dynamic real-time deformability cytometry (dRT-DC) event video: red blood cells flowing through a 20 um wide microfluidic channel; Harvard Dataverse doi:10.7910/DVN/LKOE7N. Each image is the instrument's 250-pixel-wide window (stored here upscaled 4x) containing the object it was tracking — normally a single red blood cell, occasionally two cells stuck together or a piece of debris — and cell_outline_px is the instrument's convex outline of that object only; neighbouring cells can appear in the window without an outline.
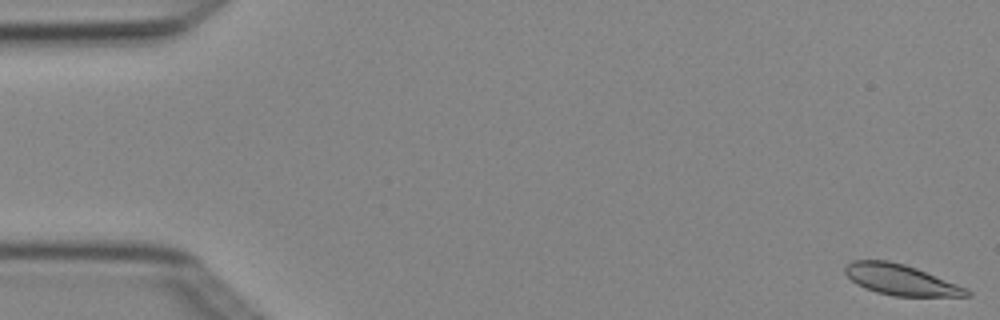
{"species": "Egyptian fruit bat (a non-hibernating species)", "species_latin": "Rousettus aegyptiacus", "temperature_condition": "cold", "stored_images_in_passage": 4, "camera_frame_rate_fps": 3000, "um_per_image_px": 0.085, "animal": {"sex": "female"}, "frame": {"image": 1, "passage_image": 1, "time_ms": 0.0, "image_size_px": [1000, 320], "cell_outline_px": [[972, 296], [892, 296], [876, 292], [864, 288], [856, 284], [844, 272], [844, 268], [852, 260], [888, 260], [904, 264], [916, 268], [968, 288], [972, 292]], "centroid_in_image_um": [76.57, 23.78], "position_along_channel_um": 8.4, "area_um2": 21.79}}
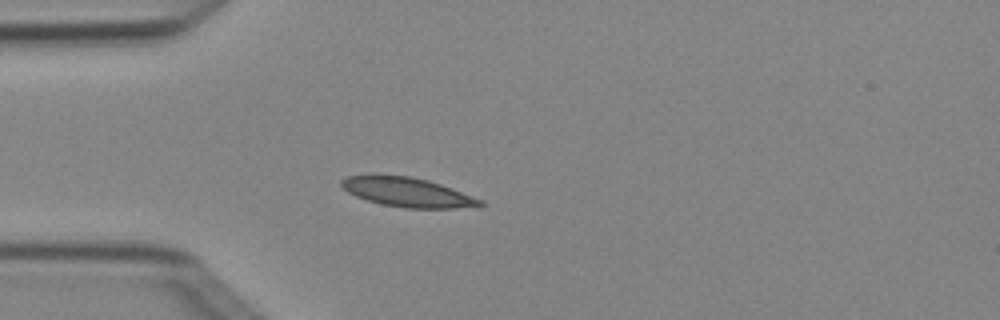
{"frame": {"image": 2, "passage_image": 4, "time_ms": 1.0, "image_size_px": [1000, 320], "cell_outline_px": [[488, 204], [480, 208], [404, 208], [380, 204], [356, 196], [348, 192], [340, 184], [340, 180], [348, 176], [372, 172], [412, 176], [428, 180], [452, 188], [484, 200]], "centroid_in_image_um": [34.66, 16.31], "position_along_channel_um": 50.3, "area_um2": 24.68}}